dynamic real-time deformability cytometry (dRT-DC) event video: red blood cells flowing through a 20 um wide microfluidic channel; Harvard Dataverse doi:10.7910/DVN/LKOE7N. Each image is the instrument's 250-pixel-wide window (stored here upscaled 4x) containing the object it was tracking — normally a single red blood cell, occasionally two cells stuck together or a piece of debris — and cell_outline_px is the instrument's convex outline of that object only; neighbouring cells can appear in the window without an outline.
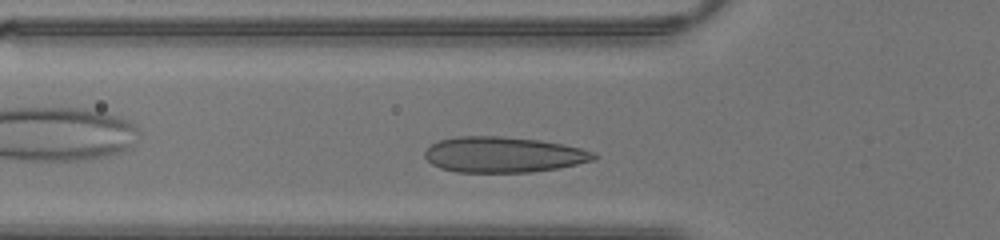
{"species": "human", "species_latin": "Homo sapiens", "temperature_condition": "warm", "stored_images_in_passage": 24, "camera_frame_rate_fps": 3000, "um_per_image_px": 0.085, "donor": {"sex": "male"}, "frame": {"image": 1, "passage_image": 5, "time_ms": 1.333, "image_size_px": [1000, 240], "cell_outline_px": [[600, 156], [596, 160], [560, 168], [532, 172], [456, 172], [440, 168], [432, 164], [424, 156], [424, 152], [432, 144], [440, 140], [456, 136], [500, 136], [540, 140], [580, 148], [592, 152]], "centroid_in_image_um": [42.8, 13.15], "position_along_channel_um": 83.0, "area_um2": 35.2}}
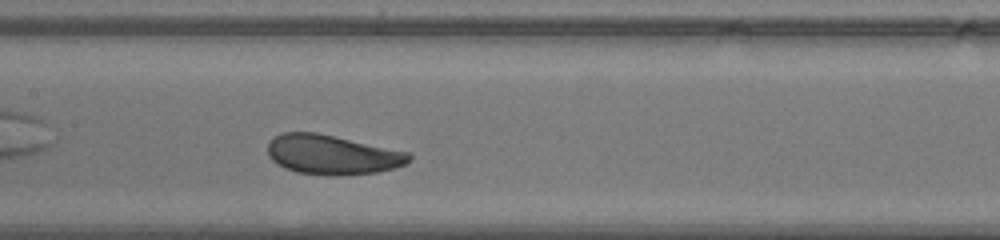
{"frame": {"image": 2, "passage_image": 11, "time_ms": 3.333, "image_size_px": [1000, 240], "cell_outline_px": [[412, 156], [404, 164], [392, 168], [376, 172], [336, 176], [296, 172], [284, 168], [272, 160], [268, 156], [268, 144], [280, 132], [316, 132], [408, 152]], "centroid_in_image_um": [28.19, 13.14], "position_along_channel_um": 179.2, "area_um2": 32.25}}
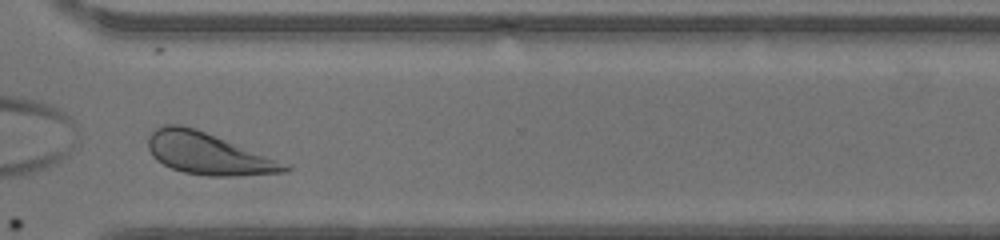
{"frame": {"image": 3, "passage_image": 22, "time_ms": 7.0, "image_size_px": [1000, 240], "cell_outline_px": [[292, 168], [288, 172], [232, 176], [208, 176], [184, 172], [172, 168], [156, 160], [152, 156], [148, 148], [148, 136], [156, 128], [164, 124], [180, 124], [196, 128], [292, 164]], "centroid_in_image_um": [17.74, 13.05], "position_along_channel_um": 352.9, "area_um2": 33.58}}